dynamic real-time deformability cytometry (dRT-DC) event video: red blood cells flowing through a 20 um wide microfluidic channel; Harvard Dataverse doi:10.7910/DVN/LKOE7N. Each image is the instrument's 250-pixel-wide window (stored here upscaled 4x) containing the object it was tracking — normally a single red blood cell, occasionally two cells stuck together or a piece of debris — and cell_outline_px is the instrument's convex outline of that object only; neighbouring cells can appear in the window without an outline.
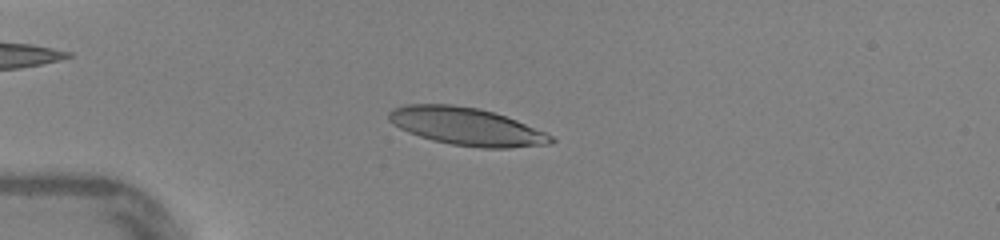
{"species": "human", "species_latin": "Homo sapiens", "temperature_condition": "warm", "stored_images_in_passage": 43, "camera_frame_rate_fps": 3000, "um_per_image_px": 0.085, "donor": {"sex": "female"}, "frame": {"image": 1, "passage_image": 9, "time_ms": 2.667, "image_size_px": [1000, 240], "cell_outline_px": [[556, 140], [552, 144], [508, 148], [480, 148], [452, 144], [432, 140], [408, 132], [400, 128], [388, 120], [388, 112], [392, 108], [404, 104], [452, 104], [480, 108], [516, 120], [544, 132], [552, 136]], "centroid_in_image_um": [39.63, 10.74], "position_along_channel_um": 45.4, "area_um2": 35.6}}
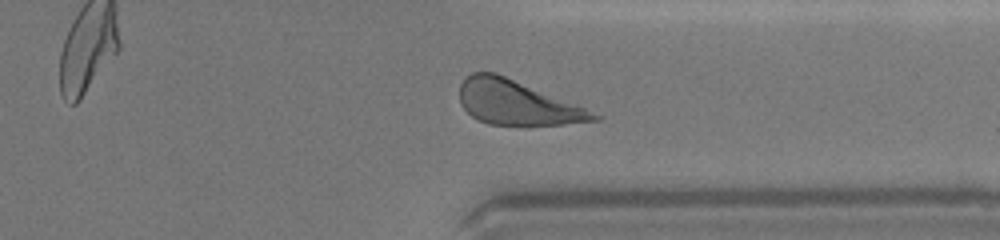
{"frame": {"image": 2, "passage_image": 33, "time_ms": 10.667, "image_size_px": [1000, 240], "cell_outline_px": [[604, 116], [600, 120], [564, 124], [488, 124], [472, 116], [460, 104], [460, 84], [464, 76], [472, 72], [496, 72]], "centroid_in_image_um": [43.91, 8.71], "position_along_channel_um": 367.5, "area_um2": 34.22}}
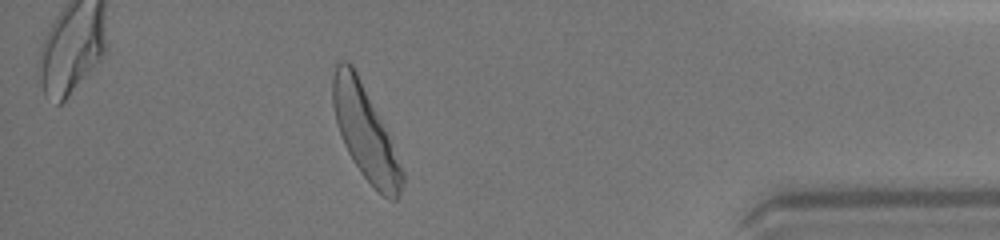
{"frame": {"image": 3, "passage_image": 38, "time_ms": 12.333, "image_size_px": [1000, 240], "cell_outline_px": [[404, 184], [400, 196], [396, 200], [392, 200], [384, 196], [360, 172], [348, 152], [344, 144], [336, 124], [332, 104], [332, 80], [336, 64], [340, 60], [348, 60], [352, 64], [388, 136], [404, 172]], "centroid_in_image_um": [31.01, 11.28], "position_along_channel_um": 404.2, "area_um2": 36.76}, "authors_computed_cell_mechanics": {"area_um2": 35.9516, "velocity_mm_per_s": 4.3515, "shape_relaxation_time_tau1_ms": 2.6129, "shape_relaxation_time_tau2_ms": 0.6881, "deformation_change_tau1": 0.1645, "deformation_change_tau2": 0.0775}}